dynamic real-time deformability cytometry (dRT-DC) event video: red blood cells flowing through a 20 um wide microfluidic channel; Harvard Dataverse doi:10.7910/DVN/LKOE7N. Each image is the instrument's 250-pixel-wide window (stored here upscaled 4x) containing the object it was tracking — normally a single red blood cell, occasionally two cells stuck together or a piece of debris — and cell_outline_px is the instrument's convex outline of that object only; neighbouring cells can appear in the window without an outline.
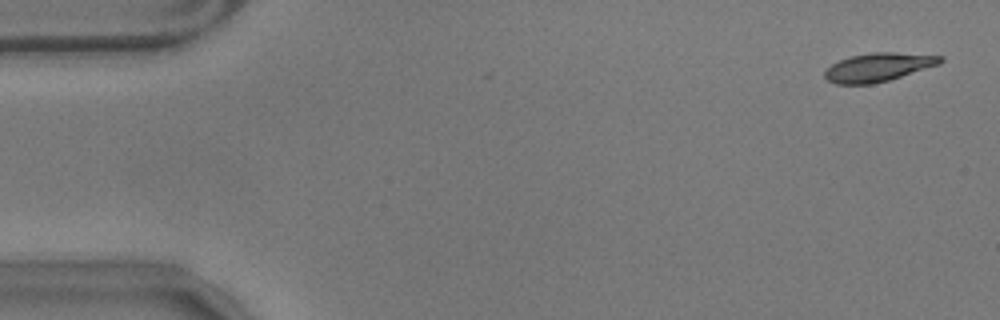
{"species": "common noctule bat (a hibernating species)", "species_latin": "Nyctalus noctula", "temperature_condition": "warm", "stored_images_in_passage": 2, "camera_frame_rate_fps": 3000, "um_per_image_px": 0.085, "animal": {"sex": "male", "body_mass_g": 17.9}, "frame": {"image": 1, "passage_image": 2, "time_ms": 0.333, "image_size_px": [1000, 320], "cell_outline_px": [[944, 60], [940, 64], [888, 80], [872, 84], [836, 84], [828, 80], [824, 76], [824, 72], [832, 64], [840, 60], [852, 56], [872, 52], [896, 52], [944, 56]], "centroid_in_image_um": [74.67, 5.7], "position_along_channel_um": 10.3, "area_um2": 19.07}}